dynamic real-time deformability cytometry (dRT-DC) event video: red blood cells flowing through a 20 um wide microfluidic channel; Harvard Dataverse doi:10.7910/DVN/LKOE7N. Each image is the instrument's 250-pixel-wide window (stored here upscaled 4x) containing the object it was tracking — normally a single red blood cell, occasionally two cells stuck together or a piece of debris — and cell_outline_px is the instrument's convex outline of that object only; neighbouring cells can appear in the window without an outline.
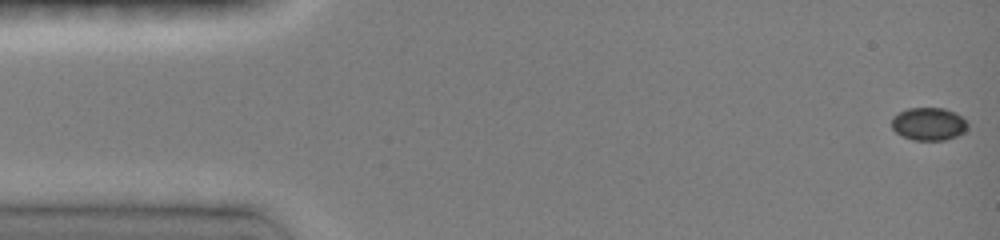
{"species": "common noctule bat (a hibernating species)", "species_latin": "Nyctalus noctula", "temperature_condition": "room temperature", "stored_images_in_passage": 37, "camera_frame_rate_fps": 3000, "um_per_image_px": 0.085, "animal": {"sex": "female", "body_mass_g": 19.0, "forearm_length_mm": 51.5}, "frame": {"image": 1, "passage_image": 1, "time_ms": 0.0, "image_size_px": [1000, 240], "cell_outline_px": [[968, 124], [964, 132], [956, 136], [944, 140], [916, 140], [904, 136], [896, 132], [892, 128], [892, 116], [908, 108], [944, 108], [956, 112]], "centroid_in_image_um": [78.93, 10.52], "position_along_channel_um": 6.1, "area_um2": 14.39}}
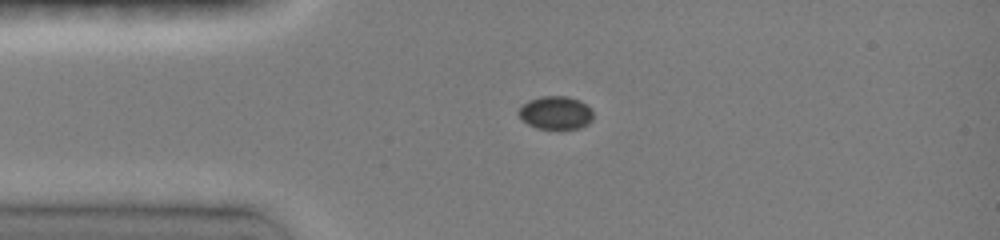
{"frame": {"image": 2, "passage_image": 16, "time_ms": 3.333, "image_size_px": [1000, 240], "cell_outline_px": [[592, 120], [588, 124], [580, 128], [560, 132], [536, 128], [528, 124], [516, 112], [528, 100], [540, 96], [568, 96], [580, 100], [592, 112]], "centroid_in_image_um": [47.23, 9.63], "position_along_channel_um": 37.8, "area_um2": 14.85}}
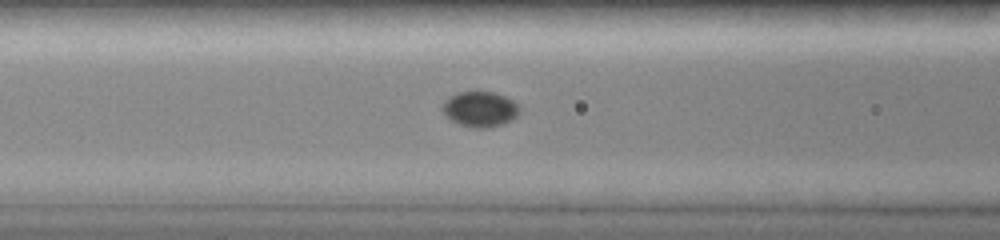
{"frame": {"image": 3, "passage_image": 29, "time_ms": 6.0, "image_size_px": [1000, 240], "cell_outline_px": [[520, 112], [512, 120], [504, 124], [488, 128], [472, 128], [460, 124], [452, 120], [444, 112], [444, 100], [460, 92], [476, 88], [496, 92], [512, 100], [520, 108]], "centroid_in_image_um": [40.85, 9.24], "position_along_channel_um": 125.8, "area_um2": 16.18}}